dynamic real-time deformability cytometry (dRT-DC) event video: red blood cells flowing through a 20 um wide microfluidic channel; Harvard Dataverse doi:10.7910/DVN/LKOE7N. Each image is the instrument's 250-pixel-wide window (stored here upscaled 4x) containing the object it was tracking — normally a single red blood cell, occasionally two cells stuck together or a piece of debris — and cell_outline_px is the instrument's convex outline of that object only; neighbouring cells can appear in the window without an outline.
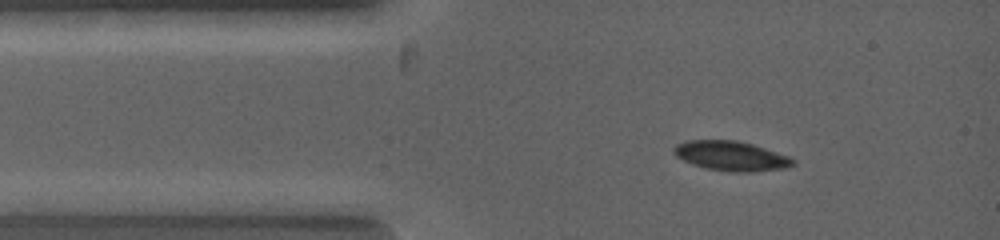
{"species": "common noctule bat (a hibernating species)", "species_latin": "Nyctalus noctula", "temperature_condition": "warm", "stored_images_in_passage": 5, "camera_frame_rate_fps": 5000, "um_per_image_px": 0.085, "animal": {"sex": "female", "body_mass_g": 19.0, "forearm_length_mm": 53.3}, "frame": {"image": 1, "passage_image": 1, "time_ms": 0.0, "image_size_px": [1000, 240], "cell_outline_px": [[796, 164], [784, 168], [748, 172], [728, 172], [708, 168], [692, 164], [676, 156], [672, 152], [672, 148], [676, 144], [684, 140], [736, 140], [752, 144], [788, 156], [796, 160]], "centroid_in_image_um": [62.11, 13.25], "position_along_channel_um": 22.9, "area_um2": 20.58}}